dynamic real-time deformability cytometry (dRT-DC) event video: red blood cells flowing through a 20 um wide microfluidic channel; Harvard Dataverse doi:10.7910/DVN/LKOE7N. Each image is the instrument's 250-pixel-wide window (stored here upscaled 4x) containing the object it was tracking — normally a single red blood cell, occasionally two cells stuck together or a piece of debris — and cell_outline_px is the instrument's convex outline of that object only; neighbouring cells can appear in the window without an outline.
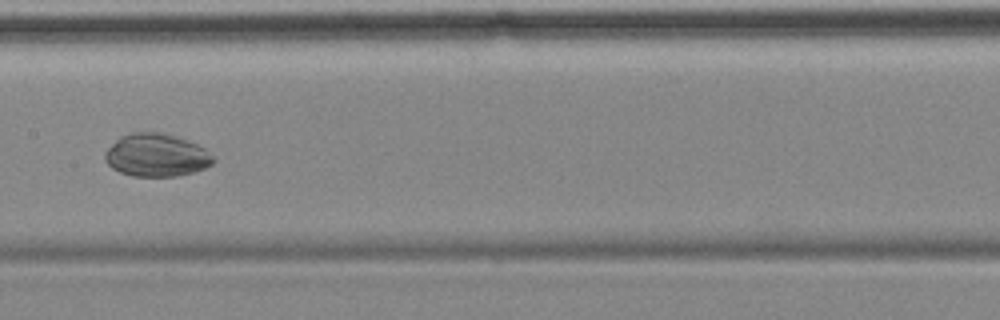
{"species": "common noctule bat (a hibernating species)", "species_latin": "Nyctalus noctula", "temperature_condition": "cold", "stored_images_in_passage": 13, "camera_frame_rate_fps": 3000, "um_per_image_px": 0.085, "animal": {"sex": "female", "body_mass_g": 18.4}, "frame": {"image": 1, "passage_image": 6, "time_ms": 6.0, "image_size_px": [1000, 320], "cell_outline_px": [[216, 160], [212, 164], [204, 168], [192, 172], [176, 176], [132, 176], [120, 172], [112, 168], [104, 160], [104, 152], [120, 136], [132, 132], [160, 132], [176, 136], [196, 144], [204, 148]], "centroid_in_image_um": [13.27, 13.19], "position_along_channel_um": 194.1, "area_um2": 26.99}}
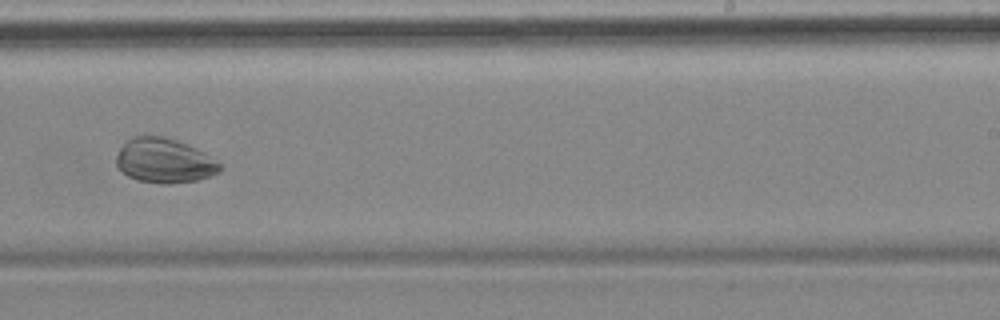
{"frame": {"image": 2, "passage_image": 8, "time_ms": 8.333, "image_size_px": [1000, 320], "cell_outline_px": [[220, 172], [212, 176], [196, 180], [168, 184], [160, 184], [136, 180], [128, 176], [116, 164], [116, 156], [120, 148], [132, 136], [144, 132], [164, 136], [188, 144], [204, 152], [220, 164]], "centroid_in_image_um": [13.94, 13.62], "position_along_channel_um": 275.1, "area_um2": 27.34}}